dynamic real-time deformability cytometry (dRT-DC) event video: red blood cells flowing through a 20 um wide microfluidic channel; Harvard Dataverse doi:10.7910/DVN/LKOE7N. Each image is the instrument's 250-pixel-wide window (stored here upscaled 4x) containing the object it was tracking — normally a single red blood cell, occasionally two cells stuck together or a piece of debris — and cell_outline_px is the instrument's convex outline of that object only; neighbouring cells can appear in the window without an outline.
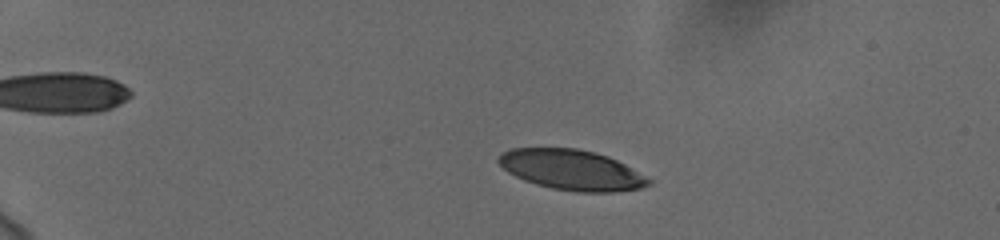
{"species": "human", "species_latin": "Homo sapiens", "temperature_condition": "cold", "stored_images_in_passage": 55, "camera_frame_rate_fps": 3000, "um_per_image_px": 0.085, "donor": {"sex": "female"}, "frame": {"image": 1, "passage_image": 11, "time_ms": 3.333, "image_size_px": [1000, 240], "cell_outline_px": [[652, 184], [640, 188], [612, 192], [576, 192], [552, 188], [536, 184], [524, 180], [508, 172], [496, 160], [504, 152], [512, 148], [576, 148], [596, 152], [608, 156], [624, 164], [652, 180]], "centroid_in_image_um": [48.6, 14.44], "position_along_channel_um": 36.4, "area_um2": 35.03}}
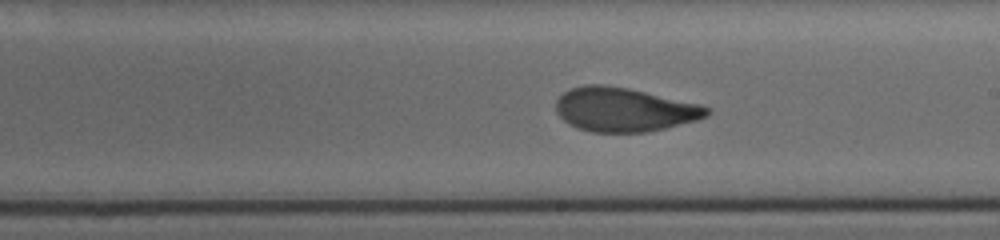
{"frame": {"image": 2, "passage_image": 34, "time_ms": 11.0, "image_size_px": [1000, 240], "cell_outline_px": [[712, 112], [708, 116], [696, 120], [648, 132], [592, 132], [576, 128], [568, 124], [556, 112], [556, 100], [564, 92], [572, 88], [584, 84], [604, 84], [628, 88], [700, 104], [712, 108]], "centroid_in_image_um": [53.05, 9.31], "position_along_channel_um": 235.9, "area_um2": 38.78}}
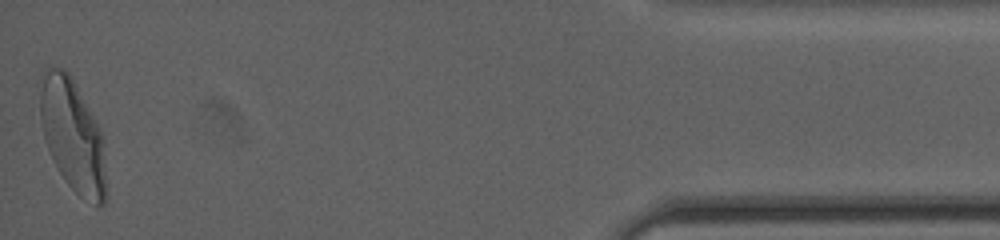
{"frame": {"image": 3, "passage_image": 55, "time_ms": 18.0, "image_size_px": [1000, 240], "cell_outline_px": [[104, 204], [96, 208], [80, 196], [64, 180], [48, 148], [44, 136], [40, 116], [40, 92], [44, 76], [48, 68], [52, 64], [64, 68], [68, 72], [100, 128], [104, 136]], "centroid_in_image_um": [6.18, 11.52], "position_along_channel_um": 429.0, "area_um2": 42.6}, "authors_computed_cell_mechanics": {"area_um2": 38.4948, "velocity_mm_per_s": 3.7061, "shape_relaxation_time_tau1_ms": 4.3142, "shape_relaxation_time_tau2_ms": 1.3809, "deformation_change_tau1": 0.1901, "deformation_change_tau2": 0.069}}